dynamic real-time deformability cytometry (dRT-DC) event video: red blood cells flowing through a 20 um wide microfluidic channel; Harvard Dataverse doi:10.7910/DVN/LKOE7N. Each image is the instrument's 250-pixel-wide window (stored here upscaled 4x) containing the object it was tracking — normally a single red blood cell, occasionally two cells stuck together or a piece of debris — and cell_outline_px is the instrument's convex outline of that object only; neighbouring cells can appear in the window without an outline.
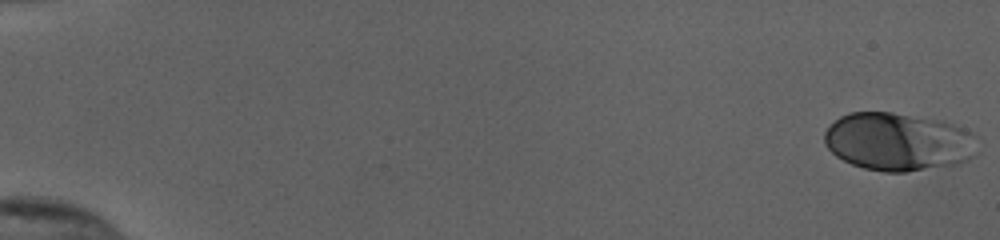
{"species": "human", "species_latin": "Homo sapiens", "temperature_condition": "cold", "stored_images_in_passage": 54, "camera_frame_rate_fps": 3000, "um_per_image_px": 0.085, "donor": {"sex": "female"}, "frame": {"image": 1, "passage_image": 1, "time_ms": 0.0, "image_size_px": [1000, 240], "cell_outline_px": [[976, 156], [968, 160], [956, 164], [904, 172], [884, 172], [864, 168], [852, 164], [836, 156], [824, 144], [824, 132], [840, 116], [848, 112], [892, 112], [944, 120], [972, 132], [976, 136]], "centroid_in_image_um": [76.37, 12.04], "position_along_channel_um": 8.6, "area_um2": 52.14}}
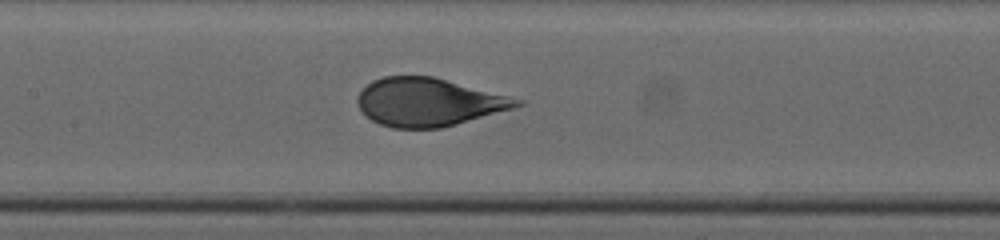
{"frame": {"image": 2, "passage_image": 28, "time_ms": 9.0, "image_size_px": [1000, 240], "cell_outline_px": [[524, 104], [512, 108], [456, 124], [440, 128], [392, 128], [380, 124], [364, 116], [356, 100], [360, 92], [372, 80], [384, 76], [432, 76], [524, 100]], "centroid_in_image_um": [36.38, 8.68], "position_along_channel_um": 171.0, "area_um2": 44.27}}
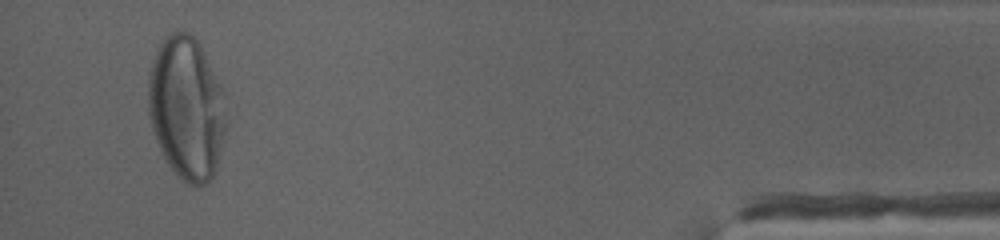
{"frame": {"image": 3, "passage_image": 52, "time_ms": 17.0, "image_size_px": [1000, 240], "cell_outline_px": [[224, 128], [216, 168], [212, 176], [204, 184], [188, 184], [176, 176], [160, 152], [152, 128], [148, 112], [148, 72], [156, 48], [164, 36], [176, 28], [188, 32], [196, 40], [204, 52], [224, 92]], "centroid_in_image_um": [15.8, 9.13], "position_along_channel_um": 419.4, "area_um2": 64.91}, "authors_computed_cell_mechanics": {"area_um2": 47.9162, "velocity_mm_per_s": 3.8424, "shape_relaxation_time_tau1_ms": 3.4483, "shape_relaxation_time_tau2_ms": null, "deformation_change_tau1": 0.185, "deformation_change_tau2": null}}